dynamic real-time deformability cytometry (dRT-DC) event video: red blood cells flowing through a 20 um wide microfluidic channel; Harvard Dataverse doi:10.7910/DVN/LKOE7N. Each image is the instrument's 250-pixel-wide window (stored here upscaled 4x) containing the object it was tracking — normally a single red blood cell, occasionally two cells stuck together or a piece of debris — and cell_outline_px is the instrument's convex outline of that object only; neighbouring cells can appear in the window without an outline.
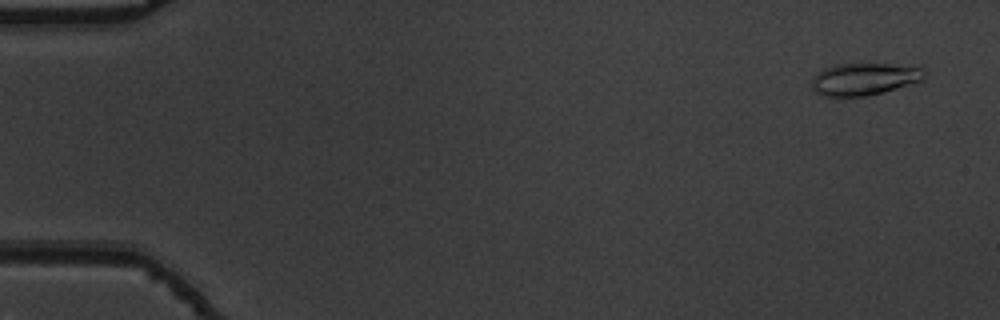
{"species": "common noctule bat (a hibernating species)", "species_latin": "Nyctalus noctula", "temperature_condition": "warm", "stored_images_in_passage": 9, "camera_frame_rate_fps": 3000, "um_per_image_px": 0.085, "animal": {"sex": "male", "body_mass_g": 19.5, "forearm_length_mm": 54.6}, "frame": {"image": 1, "passage_image": 2, "time_ms": 0.333, "image_size_px": [1000, 320], "cell_outline_px": [[928, 76], [924, 80], [884, 92], [864, 96], [824, 96], [816, 92], [812, 88], [812, 76], [824, 68], [832, 64], [920, 64], [928, 72]], "centroid_in_image_um": [73.57, 6.69], "position_along_channel_um": 11.4, "area_um2": 21.79}}